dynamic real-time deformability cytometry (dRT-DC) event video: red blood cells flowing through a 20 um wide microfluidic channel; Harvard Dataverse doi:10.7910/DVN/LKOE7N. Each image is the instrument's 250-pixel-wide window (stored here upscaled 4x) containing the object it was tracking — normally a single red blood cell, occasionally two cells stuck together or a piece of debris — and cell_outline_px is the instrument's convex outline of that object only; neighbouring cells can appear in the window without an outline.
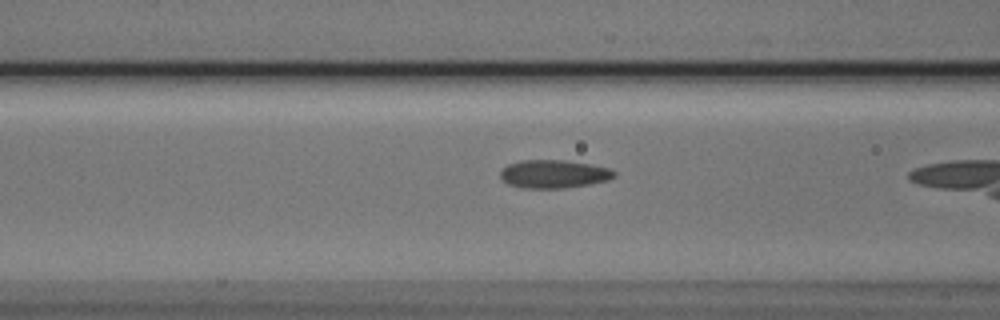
{"species": "Egyptian fruit bat (a non-hibernating species)", "species_latin": "Rousettus aegyptiacus", "temperature_condition": "cold", "stored_images_in_passage": 5, "camera_frame_rate_fps": 3000, "um_per_image_px": 0.085, "animal": {"sex": "male"}, "frame": {"image": 1, "passage_image": 4, "time_ms": 1.0, "image_size_px": [1000, 320], "cell_outline_px": [[616, 176], [608, 180], [588, 184], [564, 188], [524, 188], [508, 184], [500, 176], [500, 172], [508, 164], [520, 160], [564, 160], [612, 168], [616, 172]], "centroid_in_image_um": [47.09, 14.78], "position_along_channel_um": 119.5, "area_um2": 18.67}}